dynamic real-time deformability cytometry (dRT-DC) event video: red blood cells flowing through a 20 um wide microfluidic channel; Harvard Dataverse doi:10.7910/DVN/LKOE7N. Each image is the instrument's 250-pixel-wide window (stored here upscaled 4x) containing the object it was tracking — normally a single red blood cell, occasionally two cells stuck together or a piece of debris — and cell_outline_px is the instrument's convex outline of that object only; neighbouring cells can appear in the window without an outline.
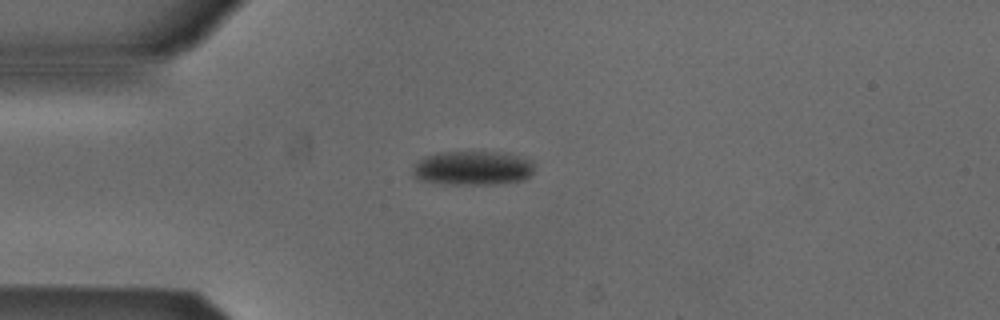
{"species": "Egyptian fruit bat (a non-hibernating species)", "species_latin": "Rousettus aegyptiacus", "temperature_condition": "cold", "stored_images_in_passage": 41, "camera_frame_rate_fps": 3000, "um_per_image_px": 0.085, "animal": {"sex": "male"}, "frame": {"image": 1, "passage_image": 1, "time_ms": 0.0, "image_size_px": [1000, 320], "cell_outline_px": [[532, 172], [524, 180], [496, 184], [444, 184], [420, 180], [412, 172], [416, 164], [420, 160], [428, 156], [444, 152], [500, 152], [532, 160]], "centroid_in_image_um": [40.19, 14.3], "position_along_channel_um": 44.8, "area_um2": 23.81}}
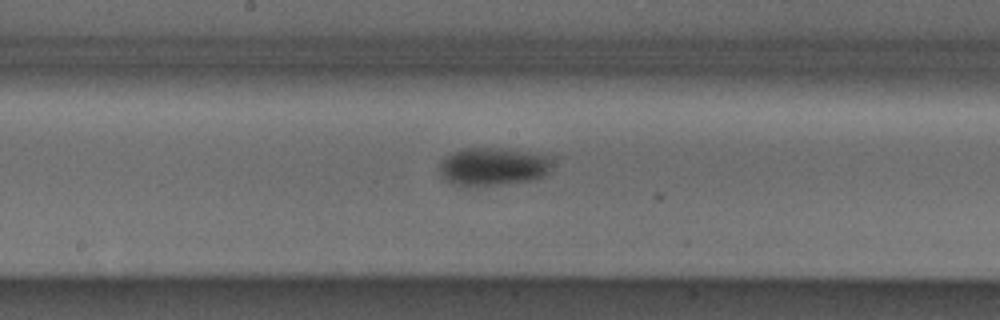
{"frame": {"image": 2, "passage_image": 15, "time_ms": 4.667, "image_size_px": [1000, 320], "cell_outline_px": [[556, 156], [548, 172], [544, 176], [532, 180], [472, 188], [460, 188], [444, 180], [440, 172], [440, 164], [452, 152], [460, 148], [500, 148]], "centroid_in_image_um": [41.92, 14.18], "position_along_channel_um": 206.3, "area_um2": 25.72}}
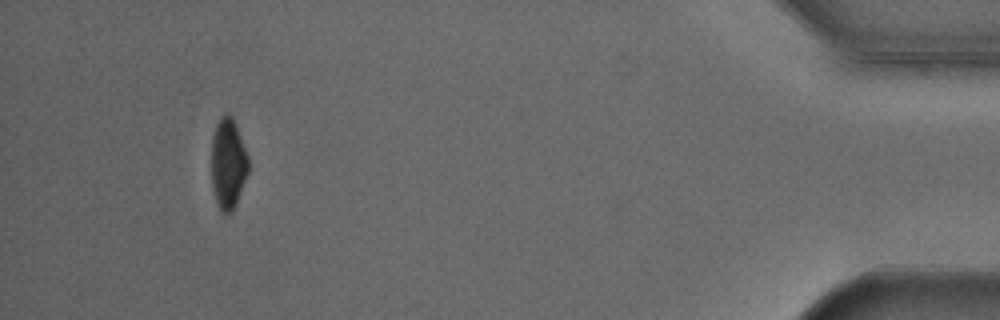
{"frame": {"image": 3, "passage_image": 37, "time_ms": 12.0, "image_size_px": [1000, 320], "cell_outline_px": [[248, 172], [236, 204], [232, 212], [220, 212], [216, 204], [212, 188], [212, 136], [216, 124], [220, 116], [224, 112], [228, 112], [232, 116], [236, 124], [248, 156]], "centroid_in_image_um": [19.38, 13.88], "position_along_channel_um": 415.8, "area_um2": 19.71}, "authors_computed_cell_mechanics": {"area_um2": 23.8136, "velocity_mm_per_s": 3.8535, "shape_relaxation_time_tau1_ms": 6.8278, "shape_relaxation_time_tau2_ms": null, "deformation_change_tau1": 0.1142, "deformation_change_tau2": null}}